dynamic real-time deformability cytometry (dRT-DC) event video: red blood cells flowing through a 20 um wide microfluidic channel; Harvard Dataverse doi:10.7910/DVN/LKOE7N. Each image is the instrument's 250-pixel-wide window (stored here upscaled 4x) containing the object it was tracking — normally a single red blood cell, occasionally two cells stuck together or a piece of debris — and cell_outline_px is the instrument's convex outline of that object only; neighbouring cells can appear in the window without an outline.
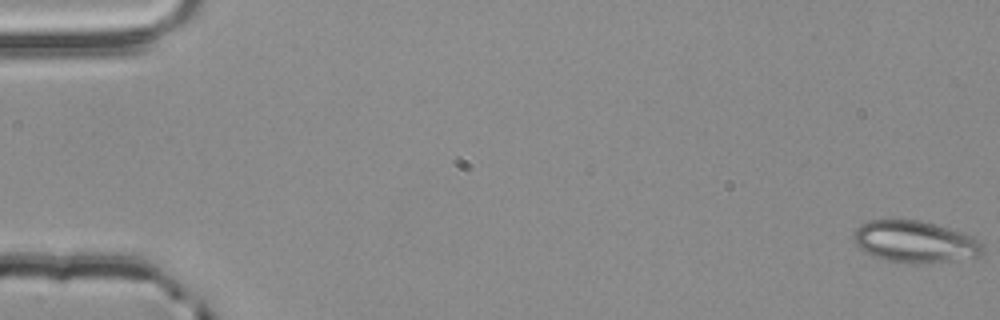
{"species": "common noctule bat (a hibernating species)", "species_latin": "Nyctalus noctula", "temperature_condition": "room temperature", "stored_images_in_passage": 55, "camera_frame_rate_fps": 3000, "um_per_image_px": 0.085, "animal": {"sex": "male", "body_mass_g": 20.4}, "frame": {"image": 1, "passage_image": 1, "time_ms": 0.0, "image_size_px": [1000, 320], "cell_outline_px": [[984, 252], [980, 256], [924, 264], [912, 264], [888, 260], [872, 256], [864, 252], [852, 240], [852, 236], [856, 228], [860, 224], [868, 220], [920, 220], [948, 228], [972, 236], [980, 240], [984, 244]], "centroid_in_image_um": [77.76, 20.55], "position_along_channel_um": 7.2, "area_um2": 31.67}}
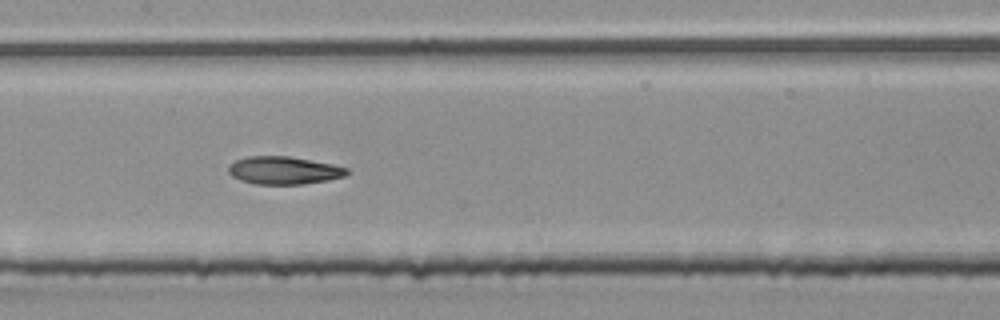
{"frame": {"image": 2, "passage_image": 28, "time_ms": 9.0, "image_size_px": [1000, 320], "cell_outline_px": [[352, 172], [344, 176], [328, 180], [304, 184], [256, 184], [240, 180], [232, 176], [228, 172], [228, 164], [236, 160], [248, 156], [288, 156], [332, 164], [348, 168]], "centroid_in_image_um": [24.13, 14.48], "position_along_channel_um": 183.3, "area_um2": 19.25}}
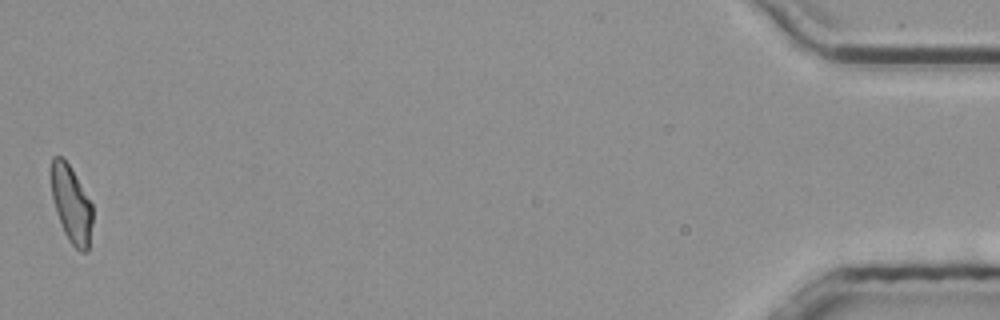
{"frame": {"image": 3, "passage_image": 55, "time_ms": 18.0, "image_size_px": [1000, 320], "cell_outline_px": [[92, 224], [88, 252], [80, 252], [68, 240], [64, 232], [56, 212], [52, 196], [52, 156], [60, 156], [68, 164], [92, 204]], "centroid_in_image_um": [6.08, 17.42], "position_along_channel_um": 429.1, "area_um2": 18.15}, "authors_computed_cell_mechanics": {"area_um2": 19.7676, "velocity_mm_per_s": 3.8456, "shape_relaxation_time_tau1_ms": 5.9409, "shape_relaxation_time_tau2_ms": 2.5601, "deformation_change_tau1": 0.1935, "deformation_change_tau2": 0.0963}}